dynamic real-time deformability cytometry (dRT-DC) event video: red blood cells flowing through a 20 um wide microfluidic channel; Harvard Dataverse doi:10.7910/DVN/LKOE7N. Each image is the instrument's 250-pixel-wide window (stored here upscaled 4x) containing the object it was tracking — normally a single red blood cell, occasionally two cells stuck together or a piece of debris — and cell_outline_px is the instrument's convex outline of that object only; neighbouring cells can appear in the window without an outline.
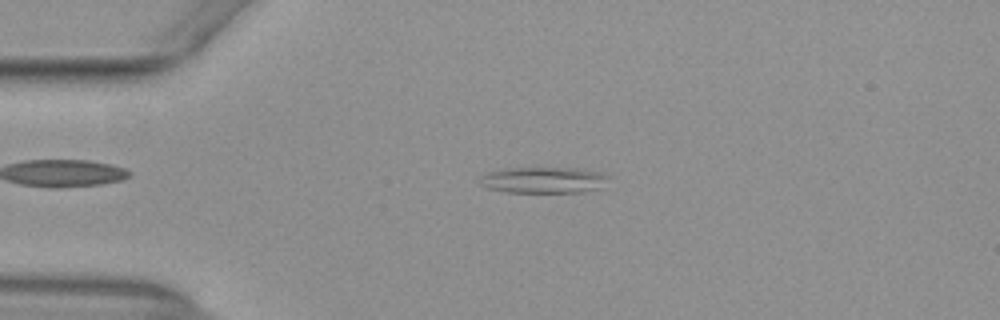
{"species": "common noctule bat (a hibernating species)", "species_latin": "Nyctalus noctula", "temperature_condition": "warm", "stored_images_in_passage": 52, "camera_frame_rate_fps": 3000, "um_per_image_px": 0.085, "animal": {"sex": "female", "body_mass_g": 29.2, "forearm_length_mm": 56.3}, "frame": {"image": 1, "passage_image": 12, "time_ms": 3.667, "image_size_px": [1000, 320], "cell_outline_px": [[608, 188], [584, 192], [504, 192], [488, 188], [480, 184], [480, 176], [488, 172], [508, 168], [576, 168], [600, 172], [608, 176]], "centroid_in_image_um": [46.29, 15.32], "position_along_channel_um": 38.7, "area_um2": 19.94}}
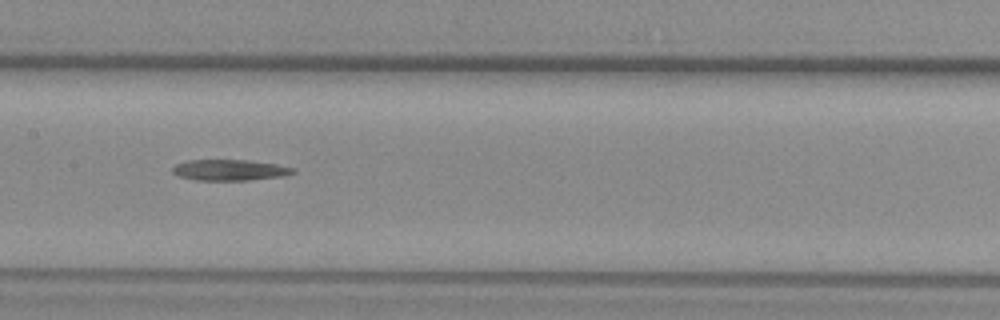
{"frame": {"image": 2, "passage_image": 26, "time_ms": 8.333, "image_size_px": [1000, 320], "cell_outline_px": [[296, 172], [284, 176], [248, 180], [196, 180], [176, 176], [172, 172], [172, 168], [176, 164], [188, 160], [248, 160], [276, 164], [296, 168]], "centroid_in_image_um": [19.53, 14.45], "position_along_channel_um": 187.9, "area_um2": 14.8}}
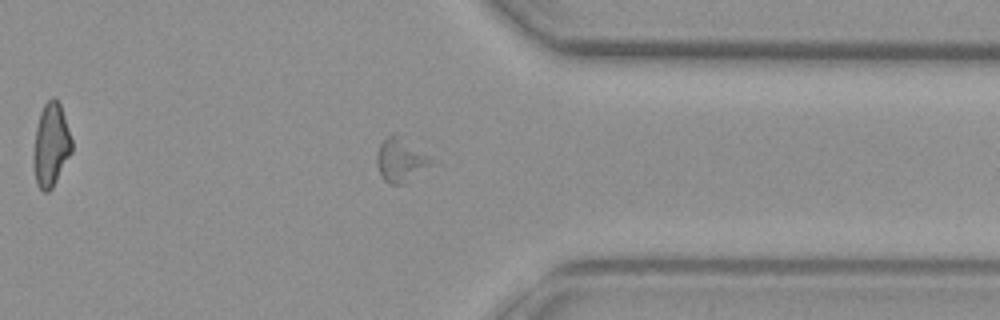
{"frame": {"image": 3, "passage_image": 41, "time_ms": 13.333, "image_size_px": [1000, 320], "cell_outline_px": [[436, 160], [432, 164], [404, 184], [388, 184], [380, 176], [376, 164], [376, 156], [380, 144], [388, 136], [400, 136]], "centroid_in_image_um": [34.05, 13.64], "position_along_channel_um": 377.3, "area_um2": 13.76}}